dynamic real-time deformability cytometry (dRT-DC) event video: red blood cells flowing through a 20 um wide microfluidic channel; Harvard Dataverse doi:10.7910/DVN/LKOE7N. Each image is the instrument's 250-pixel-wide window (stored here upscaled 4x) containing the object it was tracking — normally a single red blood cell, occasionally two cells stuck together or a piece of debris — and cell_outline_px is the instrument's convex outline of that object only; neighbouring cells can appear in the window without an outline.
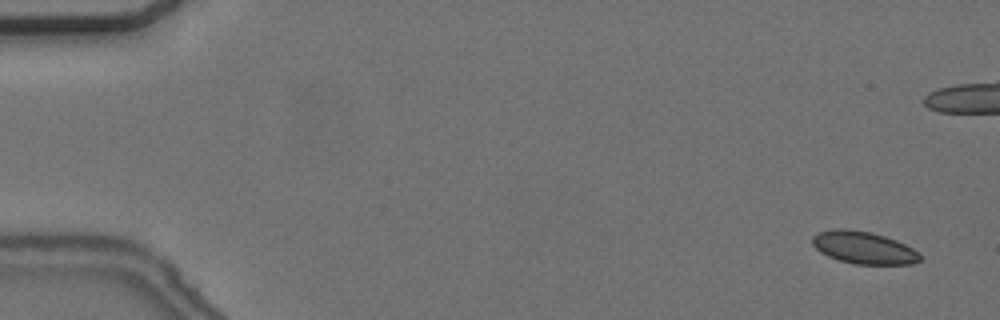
{"species": "common noctule bat (a hibernating species)", "species_latin": "Nyctalus noctula", "temperature_condition": "cold", "stored_images_in_passage": 9, "camera_frame_rate_fps": 3000, "um_per_image_px": 0.085, "animal": {"sex": "female", "body_mass_g": 24.6, "forearm_length_mm": 56.2}, "frame": {"image": 1, "passage_image": 3, "time_ms": 0.667, "image_size_px": [1000, 320], "cell_outline_px": [[920, 260], [912, 264], [852, 264], [828, 256], [820, 252], [812, 244], [812, 236], [820, 232], [836, 228], [844, 228], [872, 232], [896, 240], [920, 252]], "centroid_in_image_um": [73.41, 21.05], "position_along_channel_um": 11.6, "area_um2": 20.29}}